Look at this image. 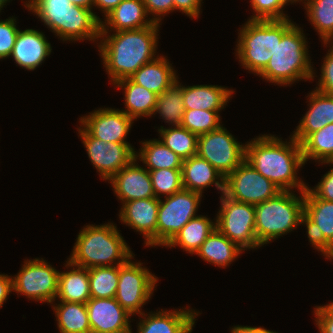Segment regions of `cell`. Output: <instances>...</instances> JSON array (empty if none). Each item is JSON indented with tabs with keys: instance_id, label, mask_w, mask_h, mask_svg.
<instances>
[{
	"instance_id": "cell-17",
	"label": "cell",
	"mask_w": 333,
	"mask_h": 333,
	"mask_svg": "<svg viewBox=\"0 0 333 333\" xmlns=\"http://www.w3.org/2000/svg\"><path fill=\"white\" fill-rule=\"evenodd\" d=\"M160 199L131 200L122 204L120 220L143 234L146 246H157V215Z\"/></svg>"
},
{
	"instance_id": "cell-43",
	"label": "cell",
	"mask_w": 333,
	"mask_h": 333,
	"mask_svg": "<svg viewBox=\"0 0 333 333\" xmlns=\"http://www.w3.org/2000/svg\"><path fill=\"white\" fill-rule=\"evenodd\" d=\"M321 67V77L316 90L333 96V43Z\"/></svg>"
},
{
	"instance_id": "cell-19",
	"label": "cell",
	"mask_w": 333,
	"mask_h": 333,
	"mask_svg": "<svg viewBox=\"0 0 333 333\" xmlns=\"http://www.w3.org/2000/svg\"><path fill=\"white\" fill-rule=\"evenodd\" d=\"M141 315L144 318L138 323V333H191L198 313L185 308Z\"/></svg>"
},
{
	"instance_id": "cell-20",
	"label": "cell",
	"mask_w": 333,
	"mask_h": 333,
	"mask_svg": "<svg viewBox=\"0 0 333 333\" xmlns=\"http://www.w3.org/2000/svg\"><path fill=\"white\" fill-rule=\"evenodd\" d=\"M51 44L42 32L34 29L19 30L11 57L22 68L35 70L51 54Z\"/></svg>"
},
{
	"instance_id": "cell-6",
	"label": "cell",
	"mask_w": 333,
	"mask_h": 333,
	"mask_svg": "<svg viewBox=\"0 0 333 333\" xmlns=\"http://www.w3.org/2000/svg\"><path fill=\"white\" fill-rule=\"evenodd\" d=\"M285 20H248L239 31L237 57L246 70L259 75L277 46V39L293 25Z\"/></svg>"
},
{
	"instance_id": "cell-34",
	"label": "cell",
	"mask_w": 333,
	"mask_h": 333,
	"mask_svg": "<svg viewBox=\"0 0 333 333\" xmlns=\"http://www.w3.org/2000/svg\"><path fill=\"white\" fill-rule=\"evenodd\" d=\"M185 108L182 97V86L177 81L160 95H157V102L153 114L159 113L166 123L174 126H181Z\"/></svg>"
},
{
	"instance_id": "cell-22",
	"label": "cell",
	"mask_w": 333,
	"mask_h": 333,
	"mask_svg": "<svg viewBox=\"0 0 333 333\" xmlns=\"http://www.w3.org/2000/svg\"><path fill=\"white\" fill-rule=\"evenodd\" d=\"M148 17L143 0H123L109 14L105 16V22L100 21V33H109V28L115 30L139 29L154 24Z\"/></svg>"
},
{
	"instance_id": "cell-35",
	"label": "cell",
	"mask_w": 333,
	"mask_h": 333,
	"mask_svg": "<svg viewBox=\"0 0 333 333\" xmlns=\"http://www.w3.org/2000/svg\"><path fill=\"white\" fill-rule=\"evenodd\" d=\"M306 1V2H305ZM309 21L317 30L324 46L333 43V0H304Z\"/></svg>"
},
{
	"instance_id": "cell-1",
	"label": "cell",
	"mask_w": 333,
	"mask_h": 333,
	"mask_svg": "<svg viewBox=\"0 0 333 333\" xmlns=\"http://www.w3.org/2000/svg\"><path fill=\"white\" fill-rule=\"evenodd\" d=\"M159 25L121 30L112 35L100 33V56L113 84L131 77L144 64L156 59Z\"/></svg>"
},
{
	"instance_id": "cell-13",
	"label": "cell",
	"mask_w": 333,
	"mask_h": 333,
	"mask_svg": "<svg viewBox=\"0 0 333 333\" xmlns=\"http://www.w3.org/2000/svg\"><path fill=\"white\" fill-rule=\"evenodd\" d=\"M281 191L246 160L225 178L224 194L238 202L256 205L274 198Z\"/></svg>"
},
{
	"instance_id": "cell-9",
	"label": "cell",
	"mask_w": 333,
	"mask_h": 333,
	"mask_svg": "<svg viewBox=\"0 0 333 333\" xmlns=\"http://www.w3.org/2000/svg\"><path fill=\"white\" fill-rule=\"evenodd\" d=\"M201 197L200 193L182 189L165 197V201L160 199L157 215L158 246H166L187 222L197 217Z\"/></svg>"
},
{
	"instance_id": "cell-32",
	"label": "cell",
	"mask_w": 333,
	"mask_h": 333,
	"mask_svg": "<svg viewBox=\"0 0 333 333\" xmlns=\"http://www.w3.org/2000/svg\"><path fill=\"white\" fill-rule=\"evenodd\" d=\"M304 162L309 159L324 163L333 162V123L311 133L302 143Z\"/></svg>"
},
{
	"instance_id": "cell-7",
	"label": "cell",
	"mask_w": 333,
	"mask_h": 333,
	"mask_svg": "<svg viewBox=\"0 0 333 333\" xmlns=\"http://www.w3.org/2000/svg\"><path fill=\"white\" fill-rule=\"evenodd\" d=\"M300 195L297 197L291 191H281L274 198L254 205L255 234L260 246L300 225L304 214V191Z\"/></svg>"
},
{
	"instance_id": "cell-10",
	"label": "cell",
	"mask_w": 333,
	"mask_h": 333,
	"mask_svg": "<svg viewBox=\"0 0 333 333\" xmlns=\"http://www.w3.org/2000/svg\"><path fill=\"white\" fill-rule=\"evenodd\" d=\"M131 259L119 265V282L114 298L131 316L136 313L142 316L141 307L151 298L158 279L142 267L143 263H134Z\"/></svg>"
},
{
	"instance_id": "cell-21",
	"label": "cell",
	"mask_w": 333,
	"mask_h": 333,
	"mask_svg": "<svg viewBox=\"0 0 333 333\" xmlns=\"http://www.w3.org/2000/svg\"><path fill=\"white\" fill-rule=\"evenodd\" d=\"M309 110L301 119L292 137L301 144L311 133L333 123V96L318 90L308 95Z\"/></svg>"
},
{
	"instance_id": "cell-4",
	"label": "cell",
	"mask_w": 333,
	"mask_h": 333,
	"mask_svg": "<svg viewBox=\"0 0 333 333\" xmlns=\"http://www.w3.org/2000/svg\"><path fill=\"white\" fill-rule=\"evenodd\" d=\"M24 6L34 12L63 41H94L100 36L99 16L68 0H28Z\"/></svg>"
},
{
	"instance_id": "cell-25",
	"label": "cell",
	"mask_w": 333,
	"mask_h": 333,
	"mask_svg": "<svg viewBox=\"0 0 333 333\" xmlns=\"http://www.w3.org/2000/svg\"><path fill=\"white\" fill-rule=\"evenodd\" d=\"M167 58L159 55L144 64L131 77L134 83L160 95L177 81V75Z\"/></svg>"
},
{
	"instance_id": "cell-44",
	"label": "cell",
	"mask_w": 333,
	"mask_h": 333,
	"mask_svg": "<svg viewBox=\"0 0 333 333\" xmlns=\"http://www.w3.org/2000/svg\"><path fill=\"white\" fill-rule=\"evenodd\" d=\"M143 3L148 15L152 14L153 16L154 14V17L152 18L154 23L160 24L161 15L165 16V14L175 11V4L173 0H143Z\"/></svg>"
},
{
	"instance_id": "cell-49",
	"label": "cell",
	"mask_w": 333,
	"mask_h": 333,
	"mask_svg": "<svg viewBox=\"0 0 333 333\" xmlns=\"http://www.w3.org/2000/svg\"><path fill=\"white\" fill-rule=\"evenodd\" d=\"M123 0H94L93 6L100 8L106 16Z\"/></svg>"
},
{
	"instance_id": "cell-28",
	"label": "cell",
	"mask_w": 333,
	"mask_h": 333,
	"mask_svg": "<svg viewBox=\"0 0 333 333\" xmlns=\"http://www.w3.org/2000/svg\"><path fill=\"white\" fill-rule=\"evenodd\" d=\"M116 87L124 89L125 110L127 116L136 120L141 116H152L156 102L157 94L148 89L134 83L130 78H125L114 83Z\"/></svg>"
},
{
	"instance_id": "cell-2",
	"label": "cell",
	"mask_w": 333,
	"mask_h": 333,
	"mask_svg": "<svg viewBox=\"0 0 333 333\" xmlns=\"http://www.w3.org/2000/svg\"><path fill=\"white\" fill-rule=\"evenodd\" d=\"M290 139L284 142L265 134L254 138L246 144L245 160L282 191L298 188L301 192L308 186L296 174L305 162L301 144L292 136Z\"/></svg>"
},
{
	"instance_id": "cell-39",
	"label": "cell",
	"mask_w": 333,
	"mask_h": 333,
	"mask_svg": "<svg viewBox=\"0 0 333 333\" xmlns=\"http://www.w3.org/2000/svg\"><path fill=\"white\" fill-rule=\"evenodd\" d=\"M155 197L160 199V195L171 196L183 189L181 169H157L148 170Z\"/></svg>"
},
{
	"instance_id": "cell-3",
	"label": "cell",
	"mask_w": 333,
	"mask_h": 333,
	"mask_svg": "<svg viewBox=\"0 0 333 333\" xmlns=\"http://www.w3.org/2000/svg\"><path fill=\"white\" fill-rule=\"evenodd\" d=\"M133 257L130 247L113 223L92 224L79 232L68 262L89 269L122 265Z\"/></svg>"
},
{
	"instance_id": "cell-47",
	"label": "cell",
	"mask_w": 333,
	"mask_h": 333,
	"mask_svg": "<svg viewBox=\"0 0 333 333\" xmlns=\"http://www.w3.org/2000/svg\"><path fill=\"white\" fill-rule=\"evenodd\" d=\"M175 10H180L190 18H198L200 15L202 0H173Z\"/></svg>"
},
{
	"instance_id": "cell-26",
	"label": "cell",
	"mask_w": 333,
	"mask_h": 333,
	"mask_svg": "<svg viewBox=\"0 0 333 333\" xmlns=\"http://www.w3.org/2000/svg\"><path fill=\"white\" fill-rule=\"evenodd\" d=\"M66 262L65 267L73 269L59 272L56 298L60 301L86 304L91 298L88 269Z\"/></svg>"
},
{
	"instance_id": "cell-15",
	"label": "cell",
	"mask_w": 333,
	"mask_h": 333,
	"mask_svg": "<svg viewBox=\"0 0 333 333\" xmlns=\"http://www.w3.org/2000/svg\"><path fill=\"white\" fill-rule=\"evenodd\" d=\"M81 126L94 138L104 142L128 143L125 141L134 119L123 111L112 108H100L81 117Z\"/></svg>"
},
{
	"instance_id": "cell-23",
	"label": "cell",
	"mask_w": 333,
	"mask_h": 333,
	"mask_svg": "<svg viewBox=\"0 0 333 333\" xmlns=\"http://www.w3.org/2000/svg\"><path fill=\"white\" fill-rule=\"evenodd\" d=\"M183 189L202 194L204 188L215 184L222 193L225 190V178L207 160L198 155L183 160L181 167Z\"/></svg>"
},
{
	"instance_id": "cell-50",
	"label": "cell",
	"mask_w": 333,
	"mask_h": 333,
	"mask_svg": "<svg viewBox=\"0 0 333 333\" xmlns=\"http://www.w3.org/2000/svg\"><path fill=\"white\" fill-rule=\"evenodd\" d=\"M231 333H277L274 331L267 330L262 327H250V326H234L231 329Z\"/></svg>"
},
{
	"instance_id": "cell-36",
	"label": "cell",
	"mask_w": 333,
	"mask_h": 333,
	"mask_svg": "<svg viewBox=\"0 0 333 333\" xmlns=\"http://www.w3.org/2000/svg\"><path fill=\"white\" fill-rule=\"evenodd\" d=\"M161 141L166 147L185 160L197 155L198 136L182 126L160 127Z\"/></svg>"
},
{
	"instance_id": "cell-52",
	"label": "cell",
	"mask_w": 333,
	"mask_h": 333,
	"mask_svg": "<svg viewBox=\"0 0 333 333\" xmlns=\"http://www.w3.org/2000/svg\"><path fill=\"white\" fill-rule=\"evenodd\" d=\"M7 1L10 2V0H0V10H2L1 8H3L4 5H6Z\"/></svg>"
},
{
	"instance_id": "cell-11",
	"label": "cell",
	"mask_w": 333,
	"mask_h": 333,
	"mask_svg": "<svg viewBox=\"0 0 333 333\" xmlns=\"http://www.w3.org/2000/svg\"><path fill=\"white\" fill-rule=\"evenodd\" d=\"M246 145L240 144L223 125L198 136L197 155L226 178L245 160Z\"/></svg>"
},
{
	"instance_id": "cell-16",
	"label": "cell",
	"mask_w": 333,
	"mask_h": 333,
	"mask_svg": "<svg viewBox=\"0 0 333 333\" xmlns=\"http://www.w3.org/2000/svg\"><path fill=\"white\" fill-rule=\"evenodd\" d=\"M92 333H127L131 331L130 314L115 298H90L86 303Z\"/></svg>"
},
{
	"instance_id": "cell-54",
	"label": "cell",
	"mask_w": 333,
	"mask_h": 333,
	"mask_svg": "<svg viewBox=\"0 0 333 333\" xmlns=\"http://www.w3.org/2000/svg\"><path fill=\"white\" fill-rule=\"evenodd\" d=\"M329 305L333 308V302L329 303Z\"/></svg>"
},
{
	"instance_id": "cell-38",
	"label": "cell",
	"mask_w": 333,
	"mask_h": 333,
	"mask_svg": "<svg viewBox=\"0 0 333 333\" xmlns=\"http://www.w3.org/2000/svg\"><path fill=\"white\" fill-rule=\"evenodd\" d=\"M220 111L185 110L181 126L197 136L217 130L221 127Z\"/></svg>"
},
{
	"instance_id": "cell-40",
	"label": "cell",
	"mask_w": 333,
	"mask_h": 333,
	"mask_svg": "<svg viewBox=\"0 0 333 333\" xmlns=\"http://www.w3.org/2000/svg\"><path fill=\"white\" fill-rule=\"evenodd\" d=\"M255 14L249 20H285L289 19L283 13V7L287 3H295V0H250Z\"/></svg>"
},
{
	"instance_id": "cell-30",
	"label": "cell",
	"mask_w": 333,
	"mask_h": 333,
	"mask_svg": "<svg viewBox=\"0 0 333 333\" xmlns=\"http://www.w3.org/2000/svg\"><path fill=\"white\" fill-rule=\"evenodd\" d=\"M135 158L142 161L148 170L181 169L183 164V159L158 139L142 142L141 150L135 153Z\"/></svg>"
},
{
	"instance_id": "cell-48",
	"label": "cell",
	"mask_w": 333,
	"mask_h": 333,
	"mask_svg": "<svg viewBox=\"0 0 333 333\" xmlns=\"http://www.w3.org/2000/svg\"><path fill=\"white\" fill-rule=\"evenodd\" d=\"M13 291V279L7 274H0V308L6 301L10 292Z\"/></svg>"
},
{
	"instance_id": "cell-31",
	"label": "cell",
	"mask_w": 333,
	"mask_h": 333,
	"mask_svg": "<svg viewBox=\"0 0 333 333\" xmlns=\"http://www.w3.org/2000/svg\"><path fill=\"white\" fill-rule=\"evenodd\" d=\"M60 302L53 305L60 333H92L85 303Z\"/></svg>"
},
{
	"instance_id": "cell-24",
	"label": "cell",
	"mask_w": 333,
	"mask_h": 333,
	"mask_svg": "<svg viewBox=\"0 0 333 333\" xmlns=\"http://www.w3.org/2000/svg\"><path fill=\"white\" fill-rule=\"evenodd\" d=\"M232 89H227L218 85H182V97L185 110H209L220 111L224 109L231 94Z\"/></svg>"
},
{
	"instance_id": "cell-18",
	"label": "cell",
	"mask_w": 333,
	"mask_h": 333,
	"mask_svg": "<svg viewBox=\"0 0 333 333\" xmlns=\"http://www.w3.org/2000/svg\"><path fill=\"white\" fill-rule=\"evenodd\" d=\"M136 161L134 158L109 180L122 204L131 200L155 197L148 169L140 167Z\"/></svg>"
},
{
	"instance_id": "cell-53",
	"label": "cell",
	"mask_w": 333,
	"mask_h": 333,
	"mask_svg": "<svg viewBox=\"0 0 333 333\" xmlns=\"http://www.w3.org/2000/svg\"><path fill=\"white\" fill-rule=\"evenodd\" d=\"M329 258H330V260H332V259H333V253H332V255H331Z\"/></svg>"
},
{
	"instance_id": "cell-37",
	"label": "cell",
	"mask_w": 333,
	"mask_h": 333,
	"mask_svg": "<svg viewBox=\"0 0 333 333\" xmlns=\"http://www.w3.org/2000/svg\"><path fill=\"white\" fill-rule=\"evenodd\" d=\"M91 298H114L119 282V265L88 269Z\"/></svg>"
},
{
	"instance_id": "cell-29",
	"label": "cell",
	"mask_w": 333,
	"mask_h": 333,
	"mask_svg": "<svg viewBox=\"0 0 333 333\" xmlns=\"http://www.w3.org/2000/svg\"><path fill=\"white\" fill-rule=\"evenodd\" d=\"M215 228L216 223L204 215H197L187 222L165 247L180 246L193 255Z\"/></svg>"
},
{
	"instance_id": "cell-27",
	"label": "cell",
	"mask_w": 333,
	"mask_h": 333,
	"mask_svg": "<svg viewBox=\"0 0 333 333\" xmlns=\"http://www.w3.org/2000/svg\"><path fill=\"white\" fill-rule=\"evenodd\" d=\"M242 251L244 250L215 228L195 254L204 261L223 268L231 264Z\"/></svg>"
},
{
	"instance_id": "cell-5",
	"label": "cell",
	"mask_w": 333,
	"mask_h": 333,
	"mask_svg": "<svg viewBox=\"0 0 333 333\" xmlns=\"http://www.w3.org/2000/svg\"><path fill=\"white\" fill-rule=\"evenodd\" d=\"M306 43L303 30L293 24L281 39H277L276 50L259 77L286 86L299 79L313 80L315 72L311 66Z\"/></svg>"
},
{
	"instance_id": "cell-46",
	"label": "cell",
	"mask_w": 333,
	"mask_h": 333,
	"mask_svg": "<svg viewBox=\"0 0 333 333\" xmlns=\"http://www.w3.org/2000/svg\"><path fill=\"white\" fill-rule=\"evenodd\" d=\"M333 164V162H329ZM308 189L319 199L333 202V168L330 169L316 187Z\"/></svg>"
},
{
	"instance_id": "cell-51",
	"label": "cell",
	"mask_w": 333,
	"mask_h": 333,
	"mask_svg": "<svg viewBox=\"0 0 333 333\" xmlns=\"http://www.w3.org/2000/svg\"><path fill=\"white\" fill-rule=\"evenodd\" d=\"M71 4L92 10L94 0H68Z\"/></svg>"
},
{
	"instance_id": "cell-14",
	"label": "cell",
	"mask_w": 333,
	"mask_h": 333,
	"mask_svg": "<svg viewBox=\"0 0 333 333\" xmlns=\"http://www.w3.org/2000/svg\"><path fill=\"white\" fill-rule=\"evenodd\" d=\"M82 126L78 128L80 138L93 166L101 179L110 180L124 166L135 158V150L130 143L104 142L92 137Z\"/></svg>"
},
{
	"instance_id": "cell-33",
	"label": "cell",
	"mask_w": 333,
	"mask_h": 333,
	"mask_svg": "<svg viewBox=\"0 0 333 333\" xmlns=\"http://www.w3.org/2000/svg\"><path fill=\"white\" fill-rule=\"evenodd\" d=\"M304 214L319 226L324 238L333 246V202L317 198L307 187Z\"/></svg>"
},
{
	"instance_id": "cell-42",
	"label": "cell",
	"mask_w": 333,
	"mask_h": 333,
	"mask_svg": "<svg viewBox=\"0 0 333 333\" xmlns=\"http://www.w3.org/2000/svg\"><path fill=\"white\" fill-rule=\"evenodd\" d=\"M300 224L307 226V236L310 244L314 246L315 249H318L326 259H329L333 253V246L324 238L319 226L311 221L305 214L302 215Z\"/></svg>"
},
{
	"instance_id": "cell-41",
	"label": "cell",
	"mask_w": 333,
	"mask_h": 333,
	"mask_svg": "<svg viewBox=\"0 0 333 333\" xmlns=\"http://www.w3.org/2000/svg\"><path fill=\"white\" fill-rule=\"evenodd\" d=\"M18 32L15 18L0 20V59L10 57Z\"/></svg>"
},
{
	"instance_id": "cell-45",
	"label": "cell",
	"mask_w": 333,
	"mask_h": 333,
	"mask_svg": "<svg viewBox=\"0 0 333 333\" xmlns=\"http://www.w3.org/2000/svg\"><path fill=\"white\" fill-rule=\"evenodd\" d=\"M314 315L320 333H333V308L327 304L315 306Z\"/></svg>"
},
{
	"instance_id": "cell-8",
	"label": "cell",
	"mask_w": 333,
	"mask_h": 333,
	"mask_svg": "<svg viewBox=\"0 0 333 333\" xmlns=\"http://www.w3.org/2000/svg\"><path fill=\"white\" fill-rule=\"evenodd\" d=\"M220 199L216 228L244 251L261 247L255 234L254 205L232 200L224 193Z\"/></svg>"
},
{
	"instance_id": "cell-12",
	"label": "cell",
	"mask_w": 333,
	"mask_h": 333,
	"mask_svg": "<svg viewBox=\"0 0 333 333\" xmlns=\"http://www.w3.org/2000/svg\"><path fill=\"white\" fill-rule=\"evenodd\" d=\"M58 275L43 258L24 261L20 272L13 279V291L29 299L53 303L58 293Z\"/></svg>"
}]
</instances>
